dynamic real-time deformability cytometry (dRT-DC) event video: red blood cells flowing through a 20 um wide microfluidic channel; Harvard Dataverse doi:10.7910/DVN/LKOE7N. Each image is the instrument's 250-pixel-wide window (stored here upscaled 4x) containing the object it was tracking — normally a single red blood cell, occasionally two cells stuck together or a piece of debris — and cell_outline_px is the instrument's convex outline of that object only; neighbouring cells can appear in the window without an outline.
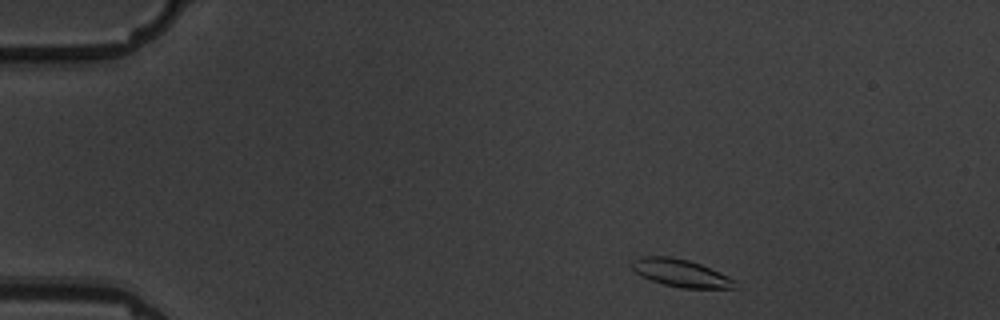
{"species": "common noctule bat (a hibernating species)", "species_latin": "Nyctalus noctula", "temperature_condition": "warm", "stored_images_in_passage": 5, "camera_frame_rate_fps": 3000, "um_per_image_px": 0.085, "animal": {"sex": "male", "body_mass_g": 19.5, "forearm_length_mm": 54.6}, "frame": {"image": 1, "passage_image": 1, "time_ms": 0.0, "image_size_px": [1000, 320], "cell_outline_px": [[744, 288], [680, 288], [664, 284], [640, 276], [628, 264], [632, 260], [644, 256], [672, 256], [688, 260], [700, 264], [728, 276], [736, 280]], "centroid_in_image_um": [57.9, 23.21], "position_along_channel_um": 27.1, "area_um2": 16.82}}
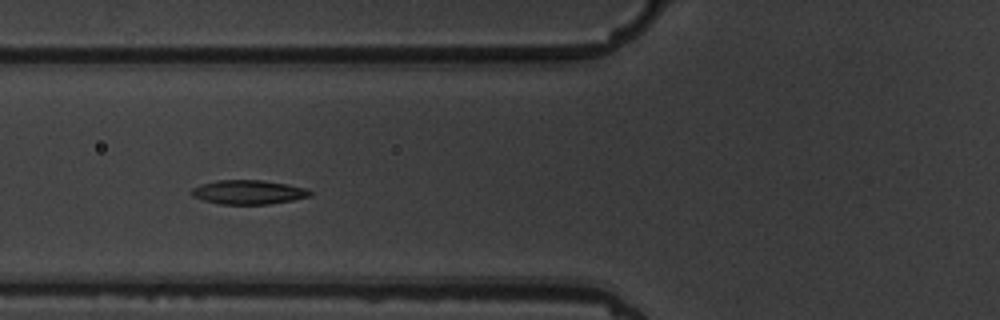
{"frame": {"image": 2, "passage_image": 4, "time_ms": 4.333, "image_size_px": [1000, 320], "cell_outline_px": [[312, 196], [292, 200], [268, 204], [220, 204], [204, 200], [192, 196], [188, 192], [192, 188], [200, 184], [216, 180], [260, 180], [288, 184], [304, 188], [312, 192]], "centroid_in_image_um": [21.07, 16.33], "position_along_channel_um": 104.7, "area_um2": 16.7}}
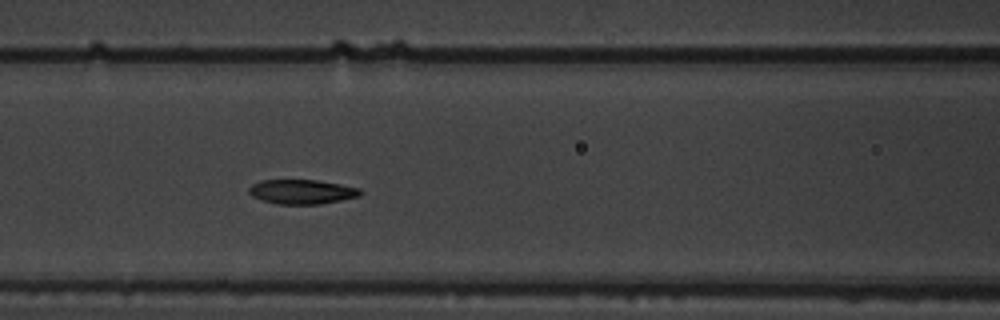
{"frame": {"image": 3, "passage_image": 5, "time_ms": 5.333, "image_size_px": [1000, 320], "cell_outline_px": [[364, 192], [360, 196], [320, 204], [276, 204], [252, 196], [248, 192], [248, 188], [252, 184], [260, 180], [316, 180], [340, 184], [360, 188]], "centroid_in_image_um": [25.67, 16.29], "position_along_channel_um": 140.9, "area_um2": 15.9}}